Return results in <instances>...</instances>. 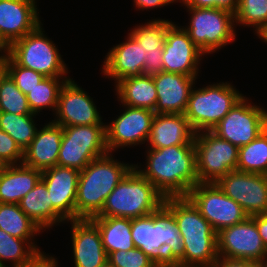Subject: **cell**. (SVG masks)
Masks as SVG:
<instances>
[{
    "instance_id": "ac0fdd59",
    "label": "cell",
    "mask_w": 267,
    "mask_h": 267,
    "mask_svg": "<svg viewBox=\"0 0 267 267\" xmlns=\"http://www.w3.org/2000/svg\"><path fill=\"white\" fill-rule=\"evenodd\" d=\"M157 90L155 114H184L197 77L160 72L152 75Z\"/></svg>"
},
{
    "instance_id": "836d02e7",
    "label": "cell",
    "mask_w": 267,
    "mask_h": 267,
    "mask_svg": "<svg viewBox=\"0 0 267 267\" xmlns=\"http://www.w3.org/2000/svg\"><path fill=\"white\" fill-rule=\"evenodd\" d=\"M36 114L15 115L8 112H0V128L8 133L24 151L34 139L37 125Z\"/></svg>"
},
{
    "instance_id": "5bb4252c",
    "label": "cell",
    "mask_w": 267,
    "mask_h": 267,
    "mask_svg": "<svg viewBox=\"0 0 267 267\" xmlns=\"http://www.w3.org/2000/svg\"><path fill=\"white\" fill-rule=\"evenodd\" d=\"M216 184L236 201L248 217L265 215L267 212V175L231 171Z\"/></svg>"
},
{
    "instance_id": "4dcf8cb0",
    "label": "cell",
    "mask_w": 267,
    "mask_h": 267,
    "mask_svg": "<svg viewBox=\"0 0 267 267\" xmlns=\"http://www.w3.org/2000/svg\"><path fill=\"white\" fill-rule=\"evenodd\" d=\"M0 228L9 235L34 241L42 229L32 221L19 207V204L0 203Z\"/></svg>"
},
{
    "instance_id": "9c48e42d",
    "label": "cell",
    "mask_w": 267,
    "mask_h": 267,
    "mask_svg": "<svg viewBox=\"0 0 267 267\" xmlns=\"http://www.w3.org/2000/svg\"><path fill=\"white\" fill-rule=\"evenodd\" d=\"M106 125L63 127L58 166L82 171L92 160L108 154Z\"/></svg>"
},
{
    "instance_id": "d6986e66",
    "label": "cell",
    "mask_w": 267,
    "mask_h": 267,
    "mask_svg": "<svg viewBox=\"0 0 267 267\" xmlns=\"http://www.w3.org/2000/svg\"><path fill=\"white\" fill-rule=\"evenodd\" d=\"M74 267H101L107 260L98 227L90 219L70 220Z\"/></svg>"
},
{
    "instance_id": "7c38bea8",
    "label": "cell",
    "mask_w": 267,
    "mask_h": 267,
    "mask_svg": "<svg viewBox=\"0 0 267 267\" xmlns=\"http://www.w3.org/2000/svg\"><path fill=\"white\" fill-rule=\"evenodd\" d=\"M186 197L217 233L248 217L243 208L229 198L216 183H198Z\"/></svg>"
},
{
    "instance_id": "6da1fadb",
    "label": "cell",
    "mask_w": 267,
    "mask_h": 267,
    "mask_svg": "<svg viewBox=\"0 0 267 267\" xmlns=\"http://www.w3.org/2000/svg\"><path fill=\"white\" fill-rule=\"evenodd\" d=\"M145 168H134L165 197H186L199 183L194 141L161 149L149 148ZM143 168V169H142Z\"/></svg>"
},
{
    "instance_id": "7a4b0ae2",
    "label": "cell",
    "mask_w": 267,
    "mask_h": 267,
    "mask_svg": "<svg viewBox=\"0 0 267 267\" xmlns=\"http://www.w3.org/2000/svg\"><path fill=\"white\" fill-rule=\"evenodd\" d=\"M131 237L156 265L183 264L184 243L174 214L163 204L150 215L131 219Z\"/></svg>"
},
{
    "instance_id": "c3c4849f",
    "label": "cell",
    "mask_w": 267,
    "mask_h": 267,
    "mask_svg": "<svg viewBox=\"0 0 267 267\" xmlns=\"http://www.w3.org/2000/svg\"><path fill=\"white\" fill-rule=\"evenodd\" d=\"M155 267H193V266H188L185 264H181V263H175V262H171L168 264H163V265H156Z\"/></svg>"
},
{
    "instance_id": "bcb514c9",
    "label": "cell",
    "mask_w": 267,
    "mask_h": 267,
    "mask_svg": "<svg viewBox=\"0 0 267 267\" xmlns=\"http://www.w3.org/2000/svg\"><path fill=\"white\" fill-rule=\"evenodd\" d=\"M255 34H257V37H259L260 40H263L262 42L267 43V22L256 30Z\"/></svg>"
},
{
    "instance_id": "7dc6e473",
    "label": "cell",
    "mask_w": 267,
    "mask_h": 267,
    "mask_svg": "<svg viewBox=\"0 0 267 267\" xmlns=\"http://www.w3.org/2000/svg\"><path fill=\"white\" fill-rule=\"evenodd\" d=\"M7 57L8 56H5L3 54H0V79L6 73Z\"/></svg>"
},
{
    "instance_id": "5b68a950",
    "label": "cell",
    "mask_w": 267,
    "mask_h": 267,
    "mask_svg": "<svg viewBox=\"0 0 267 267\" xmlns=\"http://www.w3.org/2000/svg\"><path fill=\"white\" fill-rule=\"evenodd\" d=\"M165 197L134 167L106 198L94 217L134 219L152 214L164 204Z\"/></svg>"
},
{
    "instance_id": "d590c367",
    "label": "cell",
    "mask_w": 267,
    "mask_h": 267,
    "mask_svg": "<svg viewBox=\"0 0 267 267\" xmlns=\"http://www.w3.org/2000/svg\"><path fill=\"white\" fill-rule=\"evenodd\" d=\"M234 16L236 26L253 27L256 31L267 22V0H238Z\"/></svg>"
},
{
    "instance_id": "4fadbf2b",
    "label": "cell",
    "mask_w": 267,
    "mask_h": 267,
    "mask_svg": "<svg viewBox=\"0 0 267 267\" xmlns=\"http://www.w3.org/2000/svg\"><path fill=\"white\" fill-rule=\"evenodd\" d=\"M218 256L225 259L261 262L267 259V249L258 232L255 216L217 233Z\"/></svg>"
},
{
    "instance_id": "52a82bcc",
    "label": "cell",
    "mask_w": 267,
    "mask_h": 267,
    "mask_svg": "<svg viewBox=\"0 0 267 267\" xmlns=\"http://www.w3.org/2000/svg\"><path fill=\"white\" fill-rule=\"evenodd\" d=\"M185 8L191 16L189 25L182 28L205 55L215 53L236 40L232 12L221 8Z\"/></svg>"
},
{
    "instance_id": "b9f144b4",
    "label": "cell",
    "mask_w": 267,
    "mask_h": 267,
    "mask_svg": "<svg viewBox=\"0 0 267 267\" xmlns=\"http://www.w3.org/2000/svg\"><path fill=\"white\" fill-rule=\"evenodd\" d=\"M57 258L47 255L45 252L37 256L31 263L20 267H59Z\"/></svg>"
},
{
    "instance_id": "f35d334b",
    "label": "cell",
    "mask_w": 267,
    "mask_h": 267,
    "mask_svg": "<svg viewBox=\"0 0 267 267\" xmlns=\"http://www.w3.org/2000/svg\"><path fill=\"white\" fill-rule=\"evenodd\" d=\"M22 162L23 151L11 136L0 128V166Z\"/></svg>"
},
{
    "instance_id": "44dd1931",
    "label": "cell",
    "mask_w": 267,
    "mask_h": 267,
    "mask_svg": "<svg viewBox=\"0 0 267 267\" xmlns=\"http://www.w3.org/2000/svg\"><path fill=\"white\" fill-rule=\"evenodd\" d=\"M80 172L76 169L54 166L42 172L53 206L68 220H75V201Z\"/></svg>"
},
{
    "instance_id": "ffe728a7",
    "label": "cell",
    "mask_w": 267,
    "mask_h": 267,
    "mask_svg": "<svg viewBox=\"0 0 267 267\" xmlns=\"http://www.w3.org/2000/svg\"><path fill=\"white\" fill-rule=\"evenodd\" d=\"M36 0H0V32L12 44L40 23Z\"/></svg>"
},
{
    "instance_id": "e0dca14e",
    "label": "cell",
    "mask_w": 267,
    "mask_h": 267,
    "mask_svg": "<svg viewBox=\"0 0 267 267\" xmlns=\"http://www.w3.org/2000/svg\"><path fill=\"white\" fill-rule=\"evenodd\" d=\"M205 54L192 42L189 34L174 24L168 27L163 47V71L198 77Z\"/></svg>"
},
{
    "instance_id": "4316f807",
    "label": "cell",
    "mask_w": 267,
    "mask_h": 267,
    "mask_svg": "<svg viewBox=\"0 0 267 267\" xmlns=\"http://www.w3.org/2000/svg\"><path fill=\"white\" fill-rule=\"evenodd\" d=\"M19 207L42 231L50 230L59 223H68V220L53 206L46 184L42 180L20 200Z\"/></svg>"
},
{
    "instance_id": "f6af8a7d",
    "label": "cell",
    "mask_w": 267,
    "mask_h": 267,
    "mask_svg": "<svg viewBox=\"0 0 267 267\" xmlns=\"http://www.w3.org/2000/svg\"><path fill=\"white\" fill-rule=\"evenodd\" d=\"M11 51V44L5 39L0 32V53L9 56Z\"/></svg>"
},
{
    "instance_id": "7402d4cb",
    "label": "cell",
    "mask_w": 267,
    "mask_h": 267,
    "mask_svg": "<svg viewBox=\"0 0 267 267\" xmlns=\"http://www.w3.org/2000/svg\"><path fill=\"white\" fill-rule=\"evenodd\" d=\"M168 19H152L130 30V35L141 44L144 74L153 75L163 71V47L168 27Z\"/></svg>"
},
{
    "instance_id": "d4e9b609",
    "label": "cell",
    "mask_w": 267,
    "mask_h": 267,
    "mask_svg": "<svg viewBox=\"0 0 267 267\" xmlns=\"http://www.w3.org/2000/svg\"><path fill=\"white\" fill-rule=\"evenodd\" d=\"M195 134L184 114H155L147 147L161 149L173 145H187L194 141Z\"/></svg>"
},
{
    "instance_id": "f907efd6",
    "label": "cell",
    "mask_w": 267,
    "mask_h": 267,
    "mask_svg": "<svg viewBox=\"0 0 267 267\" xmlns=\"http://www.w3.org/2000/svg\"><path fill=\"white\" fill-rule=\"evenodd\" d=\"M101 267H113L108 261Z\"/></svg>"
},
{
    "instance_id": "d6a6232c",
    "label": "cell",
    "mask_w": 267,
    "mask_h": 267,
    "mask_svg": "<svg viewBox=\"0 0 267 267\" xmlns=\"http://www.w3.org/2000/svg\"><path fill=\"white\" fill-rule=\"evenodd\" d=\"M236 170L267 175V129L239 148Z\"/></svg>"
},
{
    "instance_id": "e575fe53",
    "label": "cell",
    "mask_w": 267,
    "mask_h": 267,
    "mask_svg": "<svg viewBox=\"0 0 267 267\" xmlns=\"http://www.w3.org/2000/svg\"><path fill=\"white\" fill-rule=\"evenodd\" d=\"M0 112L15 115L34 114L29 107L26 95L17 88L7 73L0 79Z\"/></svg>"
},
{
    "instance_id": "7bdbcfd3",
    "label": "cell",
    "mask_w": 267,
    "mask_h": 267,
    "mask_svg": "<svg viewBox=\"0 0 267 267\" xmlns=\"http://www.w3.org/2000/svg\"><path fill=\"white\" fill-rule=\"evenodd\" d=\"M178 0H134L136 9L139 10H148L156 9L159 7L167 6L172 3H176Z\"/></svg>"
},
{
    "instance_id": "3957f363",
    "label": "cell",
    "mask_w": 267,
    "mask_h": 267,
    "mask_svg": "<svg viewBox=\"0 0 267 267\" xmlns=\"http://www.w3.org/2000/svg\"><path fill=\"white\" fill-rule=\"evenodd\" d=\"M164 205L174 214L184 243L183 264L214 267L218 260L217 232L187 197H168Z\"/></svg>"
},
{
    "instance_id": "74e56055",
    "label": "cell",
    "mask_w": 267,
    "mask_h": 267,
    "mask_svg": "<svg viewBox=\"0 0 267 267\" xmlns=\"http://www.w3.org/2000/svg\"><path fill=\"white\" fill-rule=\"evenodd\" d=\"M113 267H155L149 257L138 248L128 251H114L107 256Z\"/></svg>"
},
{
    "instance_id": "f1b7e54d",
    "label": "cell",
    "mask_w": 267,
    "mask_h": 267,
    "mask_svg": "<svg viewBox=\"0 0 267 267\" xmlns=\"http://www.w3.org/2000/svg\"><path fill=\"white\" fill-rule=\"evenodd\" d=\"M98 227L107 256L114 251L135 248L131 237V219L120 217H92Z\"/></svg>"
},
{
    "instance_id": "f546056e",
    "label": "cell",
    "mask_w": 267,
    "mask_h": 267,
    "mask_svg": "<svg viewBox=\"0 0 267 267\" xmlns=\"http://www.w3.org/2000/svg\"><path fill=\"white\" fill-rule=\"evenodd\" d=\"M35 241H26L9 235L0 228V266L20 267L31 263L41 253ZM7 261L9 264L6 265Z\"/></svg>"
},
{
    "instance_id": "ab89813d",
    "label": "cell",
    "mask_w": 267,
    "mask_h": 267,
    "mask_svg": "<svg viewBox=\"0 0 267 267\" xmlns=\"http://www.w3.org/2000/svg\"><path fill=\"white\" fill-rule=\"evenodd\" d=\"M185 7L194 8H221L235 14L238 7V0H178L177 3Z\"/></svg>"
},
{
    "instance_id": "8fae6325",
    "label": "cell",
    "mask_w": 267,
    "mask_h": 267,
    "mask_svg": "<svg viewBox=\"0 0 267 267\" xmlns=\"http://www.w3.org/2000/svg\"><path fill=\"white\" fill-rule=\"evenodd\" d=\"M243 96L211 130L219 138L240 148L267 129V110Z\"/></svg>"
},
{
    "instance_id": "484cf974",
    "label": "cell",
    "mask_w": 267,
    "mask_h": 267,
    "mask_svg": "<svg viewBox=\"0 0 267 267\" xmlns=\"http://www.w3.org/2000/svg\"><path fill=\"white\" fill-rule=\"evenodd\" d=\"M41 178L40 170L23 163L0 166V203L19 204Z\"/></svg>"
},
{
    "instance_id": "681fc988",
    "label": "cell",
    "mask_w": 267,
    "mask_h": 267,
    "mask_svg": "<svg viewBox=\"0 0 267 267\" xmlns=\"http://www.w3.org/2000/svg\"><path fill=\"white\" fill-rule=\"evenodd\" d=\"M258 267H267V259L258 262Z\"/></svg>"
},
{
    "instance_id": "ee69618b",
    "label": "cell",
    "mask_w": 267,
    "mask_h": 267,
    "mask_svg": "<svg viewBox=\"0 0 267 267\" xmlns=\"http://www.w3.org/2000/svg\"><path fill=\"white\" fill-rule=\"evenodd\" d=\"M255 223L262 238L263 244L267 249V215L265 214L255 216Z\"/></svg>"
},
{
    "instance_id": "83f0119b",
    "label": "cell",
    "mask_w": 267,
    "mask_h": 267,
    "mask_svg": "<svg viewBox=\"0 0 267 267\" xmlns=\"http://www.w3.org/2000/svg\"><path fill=\"white\" fill-rule=\"evenodd\" d=\"M118 101L122 105L146 108L154 111L157 102V90L152 75L120 79L115 83Z\"/></svg>"
},
{
    "instance_id": "8992f818",
    "label": "cell",
    "mask_w": 267,
    "mask_h": 267,
    "mask_svg": "<svg viewBox=\"0 0 267 267\" xmlns=\"http://www.w3.org/2000/svg\"><path fill=\"white\" fill-rule=\"evenodd\" d=\"M243 96L229 82L194 88L184 115L196 133L211 131Z\"/></svg>"
},
{
    "instance_id": "2e32d148",
    "label": "cell",
    "mask_w": 267,
    "mask_h": 267,
    "mask_svg": "<svg viewBox=\"0 0 267 267\" xmlns=\"http://www.w3.org/2000/svg\"><path fill=\"white\" fill-rule=\"evenodd\" d=\"M99 112L93 98L70 78L61 88L52 121L62 127L106 125Z\"/></svg>"
},
{
    "instance_id": "8d00e7d4",
    "label": "cell",
    "mask_w": 267,
    "mask_h": 267,
    "mask_svg": "<svg viewBox=\"0 0 267 267\" xmlns=\"http://www.w3.org/2000/svg\"><path fill=\"white\" fill-rule=\"evenodd\" d=\"M6 73L17 85V88L27 95L39 85L45 76L39 72L18 65L10 56L7 57Z\"/></svg>"
},
{
    "instance_id": "cb8c5ba5",
    "label": "cell",
    "mask_w": 267,
    "mask_h": 267,
    "mask_svg": "<svg viewBox=\"0 0 267 267\" xmlns=\"http://www.w3.org/2000/svg\"><path fill=\"white\" fill-rule=\"evenodd\" d=\"M102 64L104 76L115 83L120 79L142 76L144 74V62L142 61L141 44L129 33L125 42L116 44L105 56Z\"/></svg>"
},
{
    "instance_id": "9a60e30c",
    "label": "cell",
    "mask_w": 267,
    "mask_h": 267,
    "mask_svg": "<svg viewBox=\"0 0 267 267\" xmlns=\"http://www.w3.org/2000/svg\"><path fill=\"white\" fill-rule=\"evenodd\" d=\"M115 120L106 125V145L109 153L118 148L145 144L149 138L154 111L122 105Z\"/></svg>"
},
{
    "instance_id": "603a6c76",
    "label": "cell",
    "mask_w": 267,
    "mask_h": 267,
    "mask_svg": "<svg viewBox=\"0 0 267 267\" xmlns=\"http://www.w3.org/2000/svg\"><path fill=\"white\" fill-rule=\"evenodd\" d=\"M37 129L34 139L23 151V164L41 172L57 165L63 127L49 121Z\"/></svg>"
},
{
    "instance_id": "ba28073f",
    "label": "cell",
    "mask_w": 267,
    "mask_h": 267,
    "mask_svg": "<svg viewBox=\"0 0 267 267\" xmlns=\"http://www.w3.org/2000/svg\"><path fill=\"white\" fill-rule=\"evenodd\" d=\"M42 25L41 22L32 32L14 41L9 56L18 65L45 77H69L65 76L69 72L59 49L44 33Z\"/></svg>"
},
{
    "instance_id": "60d3db41",
    "label": "cell",
    "mask_w": 267,
    "mask_h": 267,
    "mask_svg": "<svg viewBox=\"0 0 267 267\" xmlns=\"http://www.w3.org/2000/svg\"><path fill=\"white\" fill-rule=\"evenodd\" d=\"M214 267H258V262L219 257Z\"/></svg>"
},
{
    "instance_id": "277c9868",
    "label": "cell",
    "mask_w": 267,
    "mask_h": 267,
    "mask_svg": "<svg viewBox=\"0 0 267 267\" xmlns=\"http://www.w3.org/2000/svg\"><path fill=\"white\" fill-rule=\"evenodd\" d=\"M113 153L92 160L80 171L75 201V220L96 216L108 195L123 177L134 167L133 164L115 160Z\"/></svg>"
},
{
    "instance_id": "1f68e13d",
    "label": "cell",
    "mask_w": 267,
    "mask_h": 267,
    "mask_svg": "<svg viewBox=\"0 0 267 267\" xmlns=\"http://www.w3.org/2000/svg\"><path fill=\"white\" fill-rule=\"evenodd\" d=\"M70 77H45L27 95L32 113L39 115L42 110L52 109L55 114L61 88Z\"/></svg>"
},
{
    "instance_id": "30bf717a",
    "label": "cell",
    "mask_w": 267,
    "mask_h": 267,
    "mask_svg": "<svg viewBox=\"0 0 267 267\" xmlns=\"http://www.w3.org/2000/svg\"><path fill=\"white\" fill-rule=\"evenodd\" d=\"M197 176L199 183H216L231 171H236L239 148L211 131L195 134Z\"/></svg>"
}]
</instances>
